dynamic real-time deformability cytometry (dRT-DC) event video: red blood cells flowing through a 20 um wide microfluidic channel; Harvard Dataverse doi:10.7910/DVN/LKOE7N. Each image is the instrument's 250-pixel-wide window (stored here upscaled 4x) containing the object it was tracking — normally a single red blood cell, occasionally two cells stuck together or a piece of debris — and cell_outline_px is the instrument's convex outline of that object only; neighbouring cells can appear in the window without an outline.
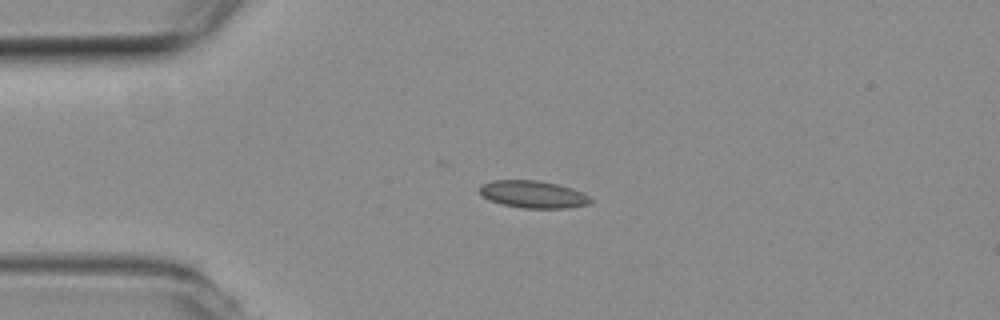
{"species": "common noctule bat (a hibernating species)", "species_latin": "Nyctalus noctula", "temperature_condition": "room temperature", "stored_images_in_passage": 39, "camera_frame_rate_fps": 3000, "um_per_image_px": 0.085, "animal": {"sex": "female", "body_mass_g": 19.3, "forearm_length_mm": 54.1}, "frame": {"image": 1, "passage_image": 1, "time_ms": 0.0, "image_size_px": [1000, 320], "cell_outline_px": [[592, 200], [588, 204], [568, 208], [524, 208], [504, 204], [488, 200], [480, 192], [480, 184], [492, 180], [536, 180], [556, 184], [572, 188], [588, 196]], "centroid_in_image_um": [45.29, 16.51], "position_along_channel_um": 39.7, "area_um2": 17.46}}
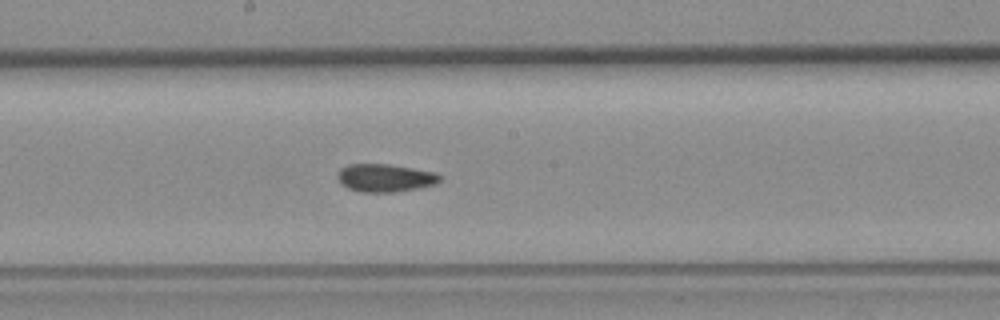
{"frame": {"image": 2, "passage_image": 17, "time_ms": 5.333, "image_size_px": [1000, 320], "cell_outline_px": [[444, 176], [436, 184], [420, 188], [392, 192], [360, 192], [348, 188], [336, 176], [336, 172], [340, 168], [348, 164], [388, 164], [436, 172]], "centroid_in_image_um": [32.76, 15.11], "position_along_channel_um": 215.4, "area_um2": 16.76}}
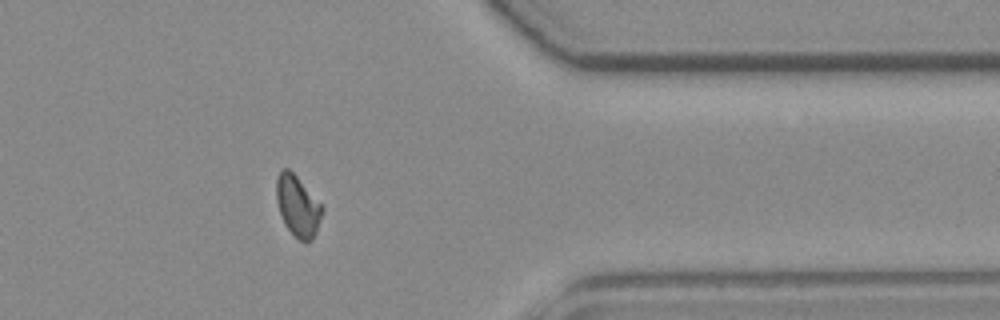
{"frame": {"image": 3, "passage_image": 32, "time_ms": 10.333, "image_size_px": [1000, 320], "cell_outline_px": [[324, 208], [316, 232], [312, 240], [304, 244], [284, 224], [276, 200], [276, 176], [280, 168], [288, 168], [324, 204]], "centroid_in_image_um": [25.32, 17.48], "position_along_channel_um": 386.1, "area_um2": 16.53}}